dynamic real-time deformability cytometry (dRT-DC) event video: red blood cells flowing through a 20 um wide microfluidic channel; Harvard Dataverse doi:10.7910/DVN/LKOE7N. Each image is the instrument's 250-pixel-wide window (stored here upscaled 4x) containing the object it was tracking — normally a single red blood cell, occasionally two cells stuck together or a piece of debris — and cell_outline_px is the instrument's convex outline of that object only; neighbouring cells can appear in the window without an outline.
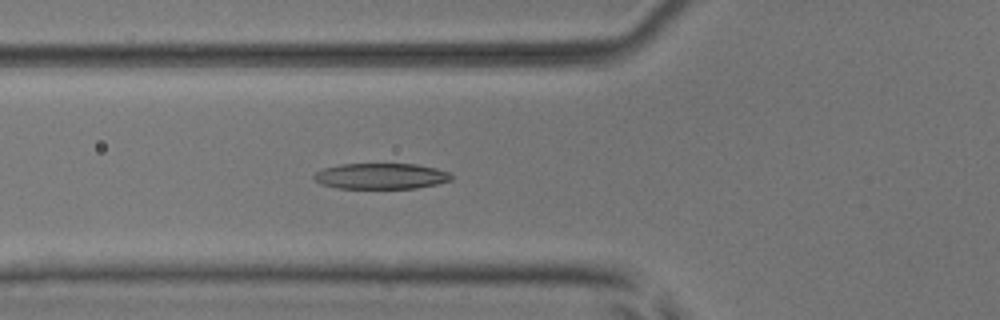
{"species": "common noctule bat (a hibernating species)", "species_latin": "Nyctalus noctula", "temperature_condition": "room temperature", "stored_images_in_passage": 52, "camera_frame_rate_fps": 3000, "um_per_image_px": 0.085, "animal": {"sex": "male", "body_mass_g": 17.9, "forearm_length_mm": 54.2}, "frame": {"image": 1, "passage_image": 19, "time_ms": 6.0, "image_size_px": [1000, 320], "cell_outline_px": [[452, 180], [436, 184], [416, 188], [340, 188], [320, 184], [312, 176], [316, 172], [324, 168], [340, 164], [416, 164], [436, 168], [448, 172], [452, 176]], "centroid_in_image_um": [32.38, 14.97], "position_along_channel_um": 93.4, "area_um2": 20.58}}
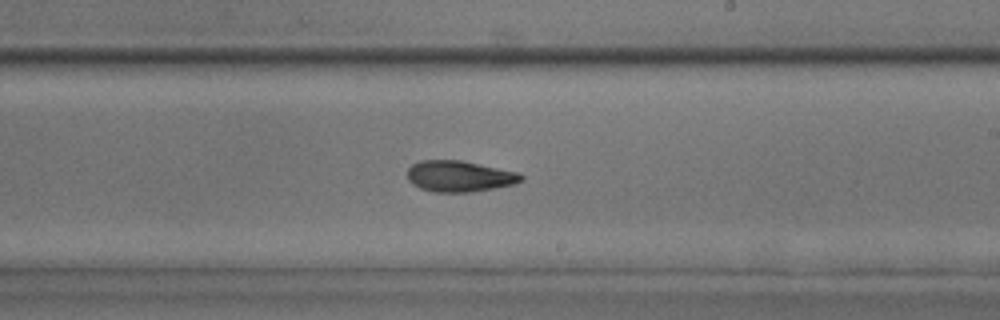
{"frame": {"image": 2, "passage_image": 31, "time_ms": 10.0, "image_size_px": [1000, 320], "cell_outline_px": [[524, 180], [516, 184], [472, 192], [432, 192], [420, 188], [412, 184], [408, 180], [408, 168], [412, 164], [420, 160], [460, 160], [520, 172], [524, 176]], "centroid_in_image_um": [39.08, 14.98], "position_along_channel_um": 249.9, "area_um2": 20.87}}
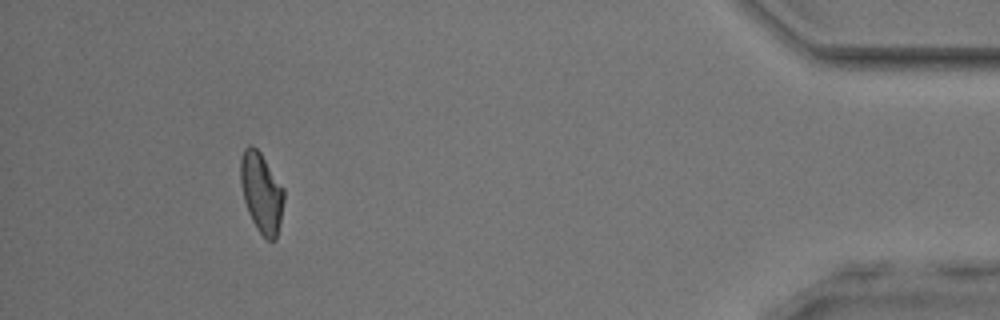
{"frame": {"image": 3, "passage_image": 48, "time_ms": 15.667, "image_size_px": [1000, 320], "cell_outline_px": [[284, 200], [276, 240], [268, 240], [256, 228], [248, 212], [244, 200], [240, 180], [240, 160], [244, 148], [248, 144], [252, 144], [260, 152], [284, 188]], "centroid_in_image_um": [22.21, 16.34], "position_along_channel_um": 413.0, "area_um2": 20.17}, "authors_computed_cell_mechanics": {"area_um2": 20.9814, "velocity_mm_per_s": 3.9209, "shape_relaxation_time_tau1_ms": 2.7998, "shape_relaxation_time_tau2_ms": 4.0687, "deformation_change_tau1": 0.1378, "deformation_change_tau2": 0.1221}}